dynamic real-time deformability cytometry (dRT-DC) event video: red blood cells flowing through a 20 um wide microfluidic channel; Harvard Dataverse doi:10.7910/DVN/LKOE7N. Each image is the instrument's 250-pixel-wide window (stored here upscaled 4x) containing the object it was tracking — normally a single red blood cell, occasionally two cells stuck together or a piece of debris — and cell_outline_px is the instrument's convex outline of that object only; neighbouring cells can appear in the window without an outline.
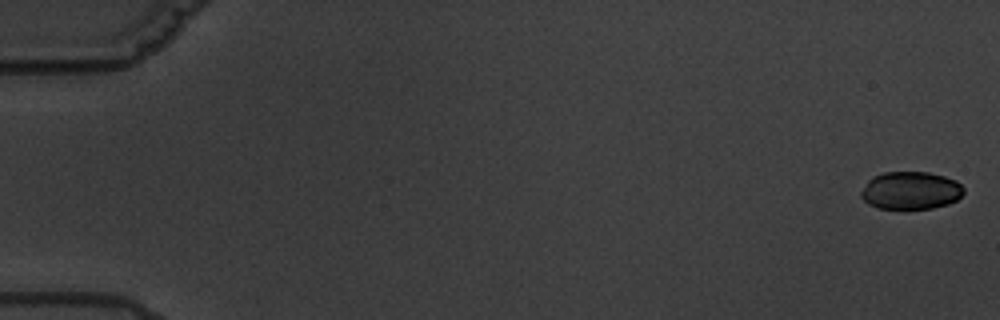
{"species": "common noctule bat (a hibernating species)", "species_latin": "Nyctalus noctula", "temperature_condition": "warm", "stored_images_in_passage": 6, "camera_frame_rate_fps": 3000, "um_per_image_px": 0.085, "animal": {"sex": "male", "body_mass_g": 19.5, "forearm_length_mm": 54.6}, "frame": {"image": 1, "passage_image": 1, "time_ms": 0.0, "image_size_px": [1000, 320], "cell_outline_px": [[964, 192], [956, 200], [948, 204], [932, 208], [876, 208], [868, 204], [860, 196], [860, 192], [868, 180], [872, 176], [884, 172], [928, 172], [944, 176], [956, 180], [964, 188]], "centroid_in_image_um": [77.39, 16.18], "position_along_channel_um": 7.6, "area_um2": 22.6}}
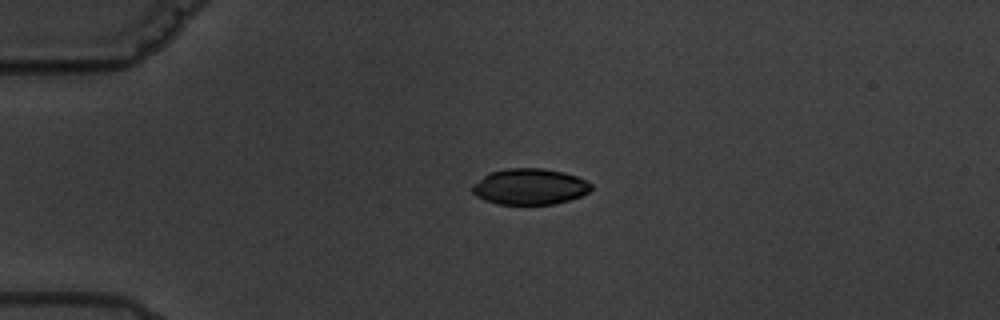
{"frame": {"image": 2, "passage_image": 5, "time_ms": 4.667, "image_size_px": [1000, 320], "cell_outline_px": [[592, 188], [588, 192], [580, 196], [568, 200], [552, 204], [496, 204], [484, 200], [476, 196], [472, 192], [472, 184], [488, 172], [504, 168], [544, 168], [564, 172], [576, 176], [592, 184]], "centroid_in_image_um": [44.98, 15.85], "position_along_channel_um": 40.0, "area_um2": 25.09}}